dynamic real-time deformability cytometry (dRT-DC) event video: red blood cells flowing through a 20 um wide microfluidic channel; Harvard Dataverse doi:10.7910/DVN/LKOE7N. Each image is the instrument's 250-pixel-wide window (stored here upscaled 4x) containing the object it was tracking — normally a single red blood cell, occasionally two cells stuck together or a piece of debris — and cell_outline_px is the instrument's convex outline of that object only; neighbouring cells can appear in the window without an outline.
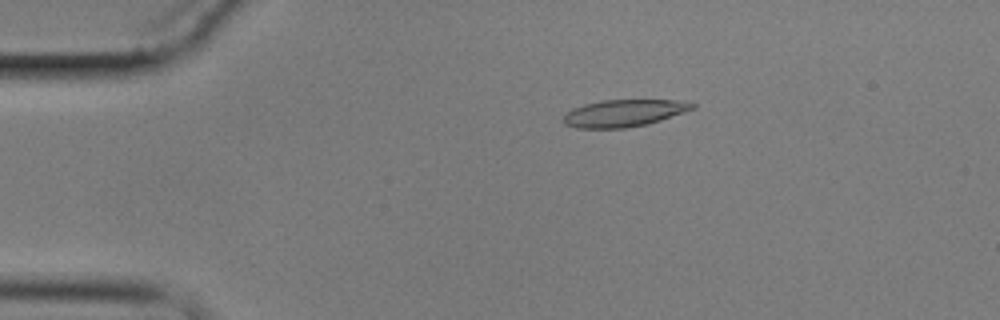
{"species": "common noctule bat (a hibernating species)", "species_latin": "Nyctalus noctula", "temperature_condition": "cold", "stored_images_in_passage": 4, "camera_frame_rate_fps": 3000, "um_per_image_px": 0.085, "animal": {"sex": "male", "body_mass_g": 17.9}, "frame": {"image": 1, "passage_image": 3, "time_ms": 2.333, "image_size_px": [1000, 320], "cell_outline_px": [[696, 108], [648, 124], [624, 128], [576, 128], [564, 124], [564, 116], [572, 108], [584, 104], [600, 100], [672, 100], [696, 104]], "centroid_in_image_um": [53.01, 9.62], "position_along_channel_um": 32.0, "area_um2": 20.23}}